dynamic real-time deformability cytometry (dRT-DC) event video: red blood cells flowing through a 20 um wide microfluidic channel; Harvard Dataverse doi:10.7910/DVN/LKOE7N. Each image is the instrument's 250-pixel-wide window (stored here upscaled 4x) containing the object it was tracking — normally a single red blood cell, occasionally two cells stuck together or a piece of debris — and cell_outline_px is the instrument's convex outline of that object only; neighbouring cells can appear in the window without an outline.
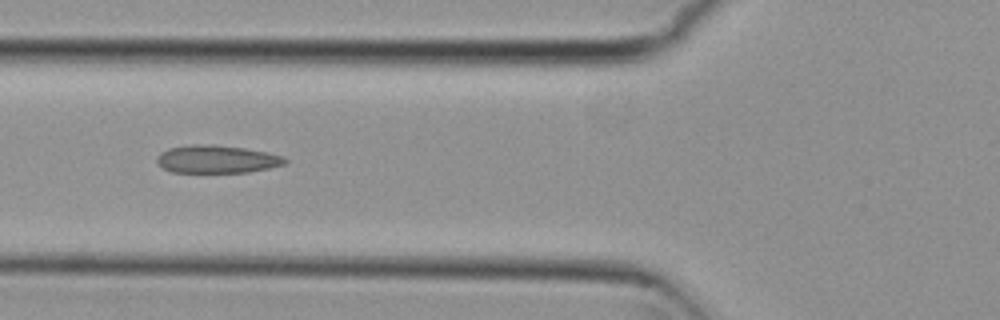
{"species": "common noctule bat (a hibernating species)", "species_latin": "Nyctalus noctula", "temperature_condition": "cold", "stored_images_in_passage": 5, "camera_frame_rate_fps": 3000, "um_per_image_px": 0.085, "animal": {"sex": "female", "body_mass_g": 29.2, "forearm_length_mm": 56.3}, "frame": {"image": 1, "passage_image": 3, "time_ms": 0.667, "image_size_px": [1000, 320], "cell_outline_px": [[288, 160], [284, 164], [268, 168], [248, 172], [172, 172], [164, 168], [156, 160], [156, 156], [160, 152], [168, 148], [192, 144], [216, 144], [244, 148], [268, 152], [284, 156]], "centroid_in_image_um": [18.43, 13.51], "position_along_channel_um": 107.4, "area_um2": 20.87}}
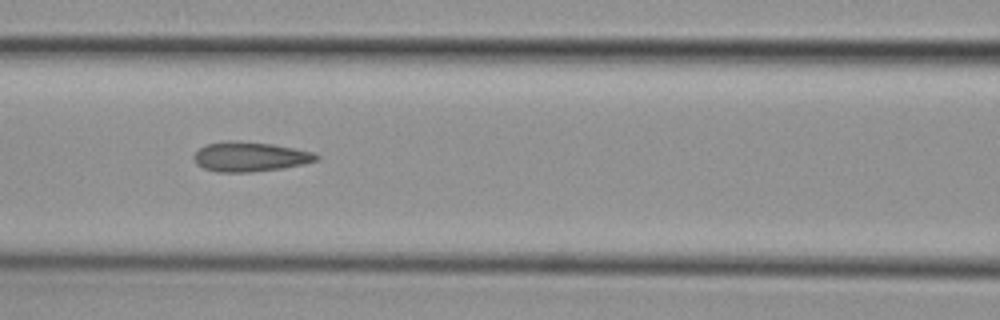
{"frame": {"image": 2, "passage_image": 4, "time_ms": 1.0, "image_size_px": [1000, 320], "cell_outline_px": [[320, 160], [304, 164], [284, 168], [252, 172], [216, 172], [204, 168], [196, 164], [192, 160], [192, 156], [204, 144], [272, 144], [312, 152], [320, 156]], "centroid_in_image_um": [21.28, 13.39], "position_along_channel_um": 145.3, "area_um2": 20.35}}
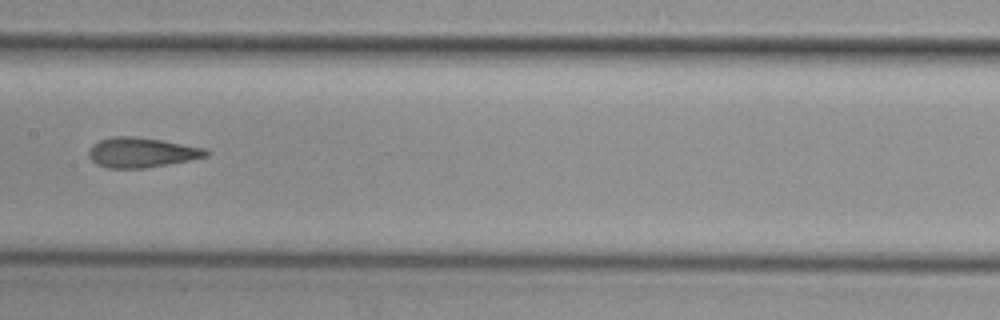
{"frame": {"image": 3, "passage_image": 5, "time_ms": 1.333, "image_size_px": [1000, 320], "cell_outline_px": [[212, 152], [208, 156], [168, 164], [144, 168], [108, 168], [96, 164], [88, 156], [88, 152], [92, 144], [100, 140], [112, 136], [132, 136], [160, 140], [204, 148]], "centroid_in_image_um": [12.01, 12.96], "position_along_channel_um": 195.4, "area_um2": 20.35}}